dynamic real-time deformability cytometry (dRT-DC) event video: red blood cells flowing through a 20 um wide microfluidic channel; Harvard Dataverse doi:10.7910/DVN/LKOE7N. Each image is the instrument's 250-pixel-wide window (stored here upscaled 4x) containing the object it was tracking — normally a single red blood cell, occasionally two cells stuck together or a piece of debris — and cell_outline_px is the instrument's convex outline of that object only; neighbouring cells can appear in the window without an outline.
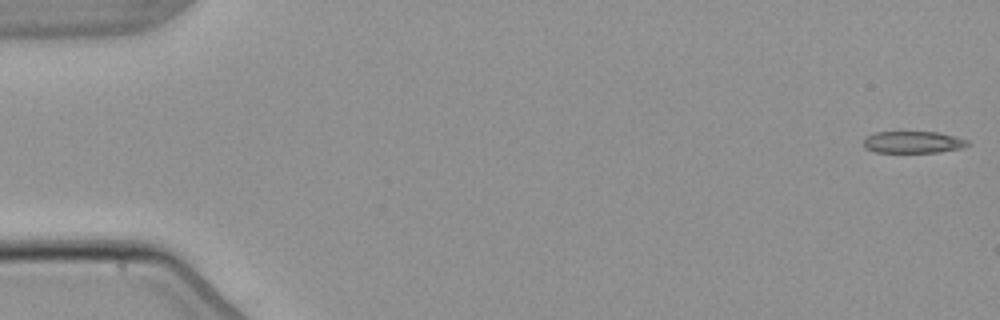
{"species": "common noctule bat (a hibernating species)", "species_latin": "Nyctalus noctula", "temperature_condition": "warm", "stored_images_in_passage": 3, "camera_frame_rate_fps": 3000, "um_per_image_px": 0.085, "animal": {"sex": "male", "body_mass_g": 21.5, "forearm_length_mm": 52.0}, "frame": {"image": 1, "passage_image": 1, "time_ms": 0.0, "image_size_px": [1000, 320], "cell_outline_px": [[968, 144], [960, 148], [940, 152], [876, 152], [864, 148], [864, 140], [868, 136], [876, 132], [936, 132], [968, 140]], "centroid_in_image_um": [77.58, 12.09], "position_along_channel_um": 7.4, "area_um2": 13.01}}